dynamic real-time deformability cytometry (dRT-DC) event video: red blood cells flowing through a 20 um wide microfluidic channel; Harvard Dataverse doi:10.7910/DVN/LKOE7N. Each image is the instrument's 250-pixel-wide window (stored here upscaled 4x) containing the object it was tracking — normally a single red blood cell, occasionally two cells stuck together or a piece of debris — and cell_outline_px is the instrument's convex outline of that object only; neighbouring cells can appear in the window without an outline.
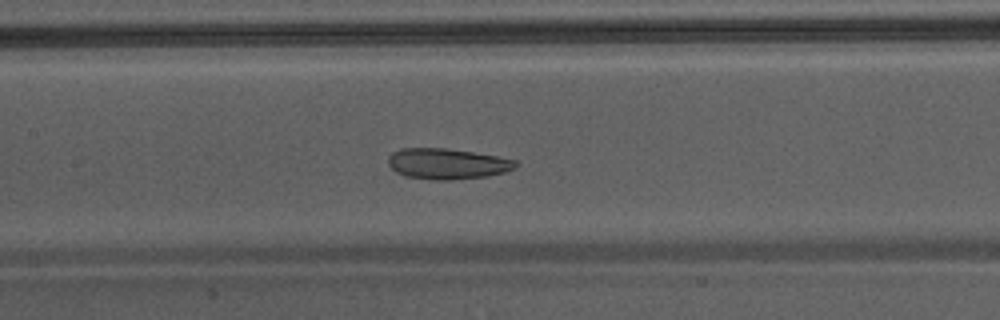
{"species": "Egyptian fruit bat (a non-hibernating species)", "species_latin": "Rousettus aegyptiacus", "temperature_condition": "warm", "stored_images_in_passage": 50, "camera_frame_rate_fps": 3000, "um_per_image_px": 0.085, "animal": {"sex": "male"}, "frame": {"image": 1, "passage_image": 26, "time_ms": 8.333, "image_size_px": [1000, 320], "cell_outline_px": [[520, 164], [516, 168], [504, 172], [488, 176], [452, 180], [432, 180], [404, 176], [396, 172], [388, 164], [388, 156], [392, 152], [400, 148], [448, 148], [496, 156], [516, 160]], "centroid_in_image_um": [38.01, 13.92], "position_along_channel_um": 169.4, "area_um2": 23.06}}
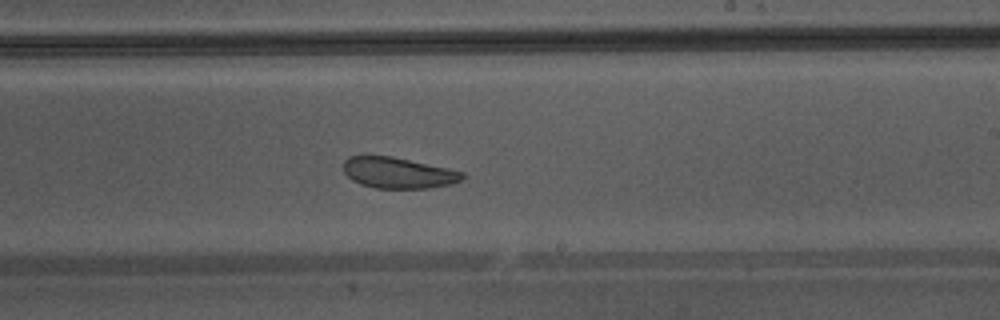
{"frame": {"image": 2, "passage_image": 32, "time_ms": 10.333, "image_size_px": [1000, 320], "cell_outline_px": [[468, 176], [452, 184], [428, 188], [376, 188], [360, 184], [352, 180], [344, 172], [344, 160], [348, 156], [392, 156], [448, 168], [464, 172]], "centroid_in_image_um": [33.87, 14.69], "position_along_channel_um": 255.1, "area_um2": 21.5}}
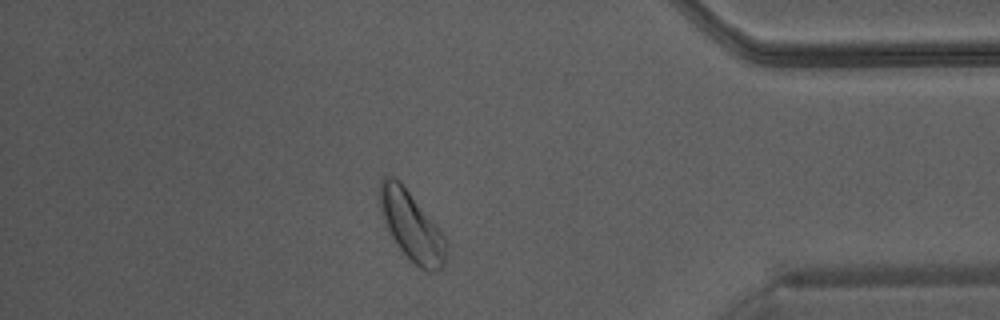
{"frame": {"image": 3, "passage_image": 44, "time_ms": 14.333, "image_size_px": [1000, 320], "cell_outline_px": [[448, 244], [444, 264], [440, 272], [428, 272], [420, 268], [408, 260], [396, 244], [388, 232], [380, 208], [380, 180], [384, 176], [392, 176], [400, 180], [440, 228], [448, 240]], "centroid_in_image_um": [35.02, 19.25], "position_along_channel_um": 400.2, "area_um2": 27.4}, "authors_computed_cell_mechanics": {"area_um2": 28.3509, "velocity_mm_per_s": 4.3102, "shape_relaxation_time_tau1_ms": 5.8194, "shape_relaxation_time_tau2_ms": 2.7764, "deformation_change_tau1": 0.11, "deformation_change_tau2": 0.102}}